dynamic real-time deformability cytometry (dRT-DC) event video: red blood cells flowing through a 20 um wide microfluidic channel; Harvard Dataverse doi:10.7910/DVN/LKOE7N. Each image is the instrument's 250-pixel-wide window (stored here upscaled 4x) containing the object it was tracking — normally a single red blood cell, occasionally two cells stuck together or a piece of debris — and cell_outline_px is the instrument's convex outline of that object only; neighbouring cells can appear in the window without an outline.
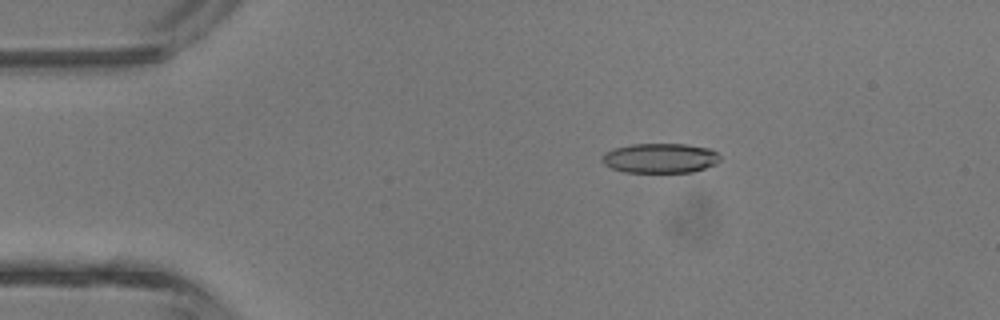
{"species": "common noctule bat (a hibernating species)", "species_latin": "Nyctalus noctula", "temperature_condition": "room temperature", "stored_images_in_passage": 3, "camera_frame_rate_fps": 3000, "um_per_image_px": 0.085, "animal": {"sex": "male", "body_mass_g": 13.3}, "frame": {"image": 1, "passage_image": 2, "time_ms": 1.333, "image_size_px": [1000, 320], "cell_outline_px": [[720, 160], [716, 164], [692, 172], [624, 172], [612, 168], [604, 164], [600, 160], [604, 152], [612, 148], [632, 144], [688, 144], [712, 148], [720, 156]], "centroid_in_image_um": [56.11, 13.43], "position_along_channel_um": 28.9, "area_um2": 20.69}}